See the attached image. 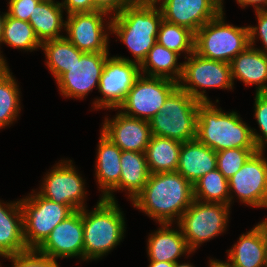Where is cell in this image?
I'll list each match as a JSON object with an SVG mask.
<instances>
[{
	"instance_id": "1",
	"label": "cell",
	"mask_w": 267,
	"mask_h": 267,
	"mask_svg": "<svg viewBox=\"0 0 267 267\" xmlns=\"http://www.w3.org/2000/svg\"><path fill=\"white\" fill-rule=\"evenodd\" d=\"M193 200V185L187 179L177 171L160 172L150 174L133 204L160 224H171L175 216L179 221Z\"/></svg>"
},
{
	"instance_id": "2",
	"label": "cell",
	"mask_w": 267,
	"mask_h": 267,
	"mask_svg": "<svg viewBox=\"0 0 267 267\" xmlns=\"http://www.w3.org/2000/svg\"><path fill=\"white\" fill-rule=\"evenodd\" d=\"M238 113H224L211 102L199 104L196 139L215 152L264 148V138L242 122Z\"/></svg>"
},
{
	"instance_id": "3",
	"label": "cell",
	"mask_w": 267,
	"mask_h": 267,
	"mask_svg": "<svg viewBox=\"0 0 267 267\" xmlns=\"http://www.w3.org/2000/svg\"><path fill=\"white\" fill-rule=\"evenodd\" d=\"M110 20L108 29L126 44L140 65L157 42L163 20L160 7L129 4Z\"/></svg>"
},
{
	"instance_id": "4",
	"label": "cell",
	"mask_w": 267,
	"mask_h": 267,
	"mask_svg": "<svg viewBox=\"0 0 267 267\" xmlns=\"http://www.w3.org/2000/svg\"><path fill=\"white\" fill-rule=\"evenodd\" d=\"M84 231L83 260L97 259L112 250L124 233L125 221L117 203L101 198L96 208L82 209Z\"/></svg>"
},
{
	"instance_id": "5",
	"label": "cell",
	"mask_w": 267,
	"mask_h": 267,
	"mask_svg": "<svg viewBox=\"0 0 267 267\" xmlns=\"http://www.w3.org/2000/svg\"><path fill=\"white\" fill-rule=\"evenodd\" d=\"M200 103L177 86L166 98L160 112L150 119L151 134L182 143L196 139Z\"/></svg>"
},
{
	"instance_id": "6",
	"label": "cell",
	"mask_w": 267,
	"mask_h": 267,
	"mask_svg": "<svg viewBox=\"0 0 267 267\" xmlns=\"http://www.w3.org/2000/svg\"><path fill=\"white\" fill-rule=\"evenodd\" d=\"M222 11L204 24L196 33L194 52L199 56L227 63L250 46L249 26L225 24Z\"/></svg>"
},
{
	"instance_id": "7",
	"label": "cell",
	"mask_w": 267,
	"mask_h": 267,
	"mask_svg": "<svg viewBox=\"0 0 267 267\" xmlns=\"http://www.w3.org/2000/svg\"><path fill=\"white\" fill-rule=\"evenodd\" d=\"M23 215V235L27 249H37L52 230L74 210L55 203L39 193L20 200Z\"/></svg>"
},
{
	"instance_id": "8",
	"label": "cell",
	"mask_w": 267,
	"mask_h": 267,
	"mask_svg": "<svg viewBox=\"0 0 267 267\" xmlns=\"http://www.w3.org/2000/svg\"><path fill=\"white\" fill-rule=\"evenodd\" d=\"M230 205L193 200L178 221L179 228L193 251L202 242L223 232L227 226Z\"/></svg>"
},
{
	"instance_id": "9",
	"label": "cell",
	"mask_w": 267,
	"mask_h": 267,
	"mask_svg": "<svg viewBox=\"0 0 267 267\" xmlns=\"http://www.w3.org/2000/svg\"><path fill=\"white\" fill-rule=\"evenodd\" d=\"M187 59V62H183L182 76L178 86L197 101L201 103L210 102L204 95L205 91H199L196 87L232 89L233 81L229 63L206 59L195 52ZM184 82L186 84H183ZM187 83L190 85H187Z\"/></svg>"
},
{
	"instance_id": "10",
	"label": "cell",
	"mask_w": 267,
	"mask_h": 267,
	"mask_svg": "<svg viewBox=\"0 0 267 267\" xmlns=\"http://www.w3.org/2000/svg\"><path fill=\"white\" fill-rule=\"evenodd\" d=\"M178 86V82L161 77H143L140 74L119 106L122 114L146 121L160 112L168 95Z\"/></svg>"
},
{
	"instance_id": "11",
	"label": "cell",
	"mask_w": 267,
	"mask_h": 267,
	"mask_svg": "<svg viewBox=\"0 0 267 267\" xmlns=\"http://www.w3.org/2000/svg\"><path fill=\"white\" fill-rule=\"evenodd\" d=\"M137 64L124 57L106 59L98 87L104 98L94 102L95 108H119L136 78L141 74Z\"/></svg>"
},
{
	"instance_id": "12",
	"label": "cell",
	"mask_w": 267,
	"mask_h": 267,
	"mask_svg": "<svg viewBox=\"0 0 267 267\" xmlns=\"http://www.w3.org/2000/svg\"><path fill=\"white\" fill-rule=\"evenodd\" d=\"M258 150L229 180L230 202L231 191L243 203L256 207H267V160Z\"/></svg>"
},
{
	"instance_id": "13",
	"label": "cell",
	"mask_w": 267,
	"mask_h": 267,
	"mask_svg": "<svg viewBox=\"0 0 267 267\" xmlns=\"http://www.w3.org/2000/svg\"><path fill=\"white\" fill-rule=\"evenodd\" d=\"M108 52H84L80 59L58 80L60 91L66 97L83 98L93 87H99Z\"/></svg>"
},
{
	"instance_id": "14",
	"label": "cell",
	"mask_w": 267,
	"mask_h": 267,
	"mask_svg": "<svg viewBox=\"0 0 267 267\" xmlns=\"http://www.w3.org/2000/svg\"><path fill=\"white\" fill-rule=\"evenodd\" d=\"M72 160L54 167L46 175L41 192L42 197L62 205L70 206L74 211L82 210L84 201V182L77 171L71 165ZM67 163V164H66Z\"/></svg>"
},
{
	"instance_id": "15",
	"label": "cell",
	"mask_w": 267,
	"mask_h": 267,
	"mask_svg": "<svg viewBox=\"0 0 267 267\" xmlns=\"http://www.w3.org/2000/svg\"><path fill=\"white\" fill-rule=\"evenodd\" d=\"M83 248L82 210H75L52 230L36 250L53 259L71 256H82L83 258Z\"/></svg>"
},
{
	"instance_id": "16",
	"label": "cell",
	"mask_w": 267,
	"mask_h": 267,
	"mask_svg": "<svg viewBox=\"0 0 267 267\" xmlns=\"http://www.w3.org/2000/svg\"><path fill=\"white\" fill-rule=\"evenodd\" d=\"M160 9L165 21L195 34L222 11V0H164Z\"/></svg>"
},
{
	"instance_id": "17",
	"label": "cell",
	"mask_w": 267,
	"mask_h": 267,
	"mask_svg": "<svg viewBox=\"0 0 267 267\" xmlns=\"http://www.w3.org/2000/svg\"><path fill=\"white\" fill-rule=\"evenodd\" d=\"M101 11L69 14L66 21V37L83 52H108V37L104 33Z\"/></svg>"
},
{
	"instance_id": "18",
	"label": "cell",
	"mask_w": 267,
	"mask_h": 267,
	"mask_svg": "<svg viewBox=\"0 0 267 267\" xmlns=\"http://www.w3.org/2000/svg\"><path fill=\"white\" fill-rule=\"evenodd\" d=\"M122 151L144 153L151 138L149 121L128 117L121 112L105 120L101 131Z\"/></svg>"
},
{
	"instance_id": "19",
	"label": "cell",
	"mask_w": 267,
	"mask_h": 267,
	"mask_svg": "<svg viewBox=\"0 0 267 267\" xmlns=\"http://www.w3.org/2000/svg\"><path fill=\"white\" fill-rule=\"evenodd\" d=\"M216 168L217 157L214 150L197 139L182 143L177 172L192 185Z\"/></svg>"
},
{
	"instance_id": "20",
	"label": "cell",
	"mask_w": 267,
	"mask_h": 267,
	"mask_svg": "<svg viewBox=\"0 0 267 267\" xmlns=\"http://www.w3.org/2000/svg\"><path fill=\"white\" fill-rule=\"evenodd\" d=\"M0 202V256L8 258L27 251L23 235L20 201L2 206Z\"/></svg>"
},
{
	"instance_id": "21",
	"label": "cell",
	"mask_w": 267,
	"mask_h": 267,
	"mask_svg": "<svg viewBox=\"0 0 267 267\" xmlns=\"http://www.w3.org/2000/svg\"><path fill=\"white\" fill-rule=\"evenodd\" d=\"M98 147L96 177L103 190L102 198L115 201L111 191L120 182L122 150L103 133Z\"/></svg>"
},
{
	"instance_id": "22",
	"label": "cell",
	"mask_w": 267,
	"mask_h": 267,
	"mask_svg": "<svg viewBox=\"0 0 267 267\" xmlns=\"http://www.w3.org/2000/svg\"><path fill=\"white\" fill-rule=\"evenodd\" d=\"M231 77L242 80L246 85L258 84L256 93H267V55L249 46L230 63Z\"/></svg>"
},
{
	"instance_id": "23",
	"label": "cell",
	"mask_w": 267,
	"mask_h": 267,
	"mask_svg": "<svg viewBox=\"0 0 267 267\" xmlns=\"http://www.w3.org/2000/svg\"><path fill=\"white\" fill-rule=\"evenodd\" d=\"M267 249V236L261 224L246 235L242 234L237 244L229 251L233 267H263Z\"/></svg>"
},
{
	"instance_id": "24",
	"label": "cell",
	"mask_w": 267,
	"mask_h": 267,
	"mask_svg": "<svg viewBox=\"0 0 267 267\" xmlns=\"http://www.w3.org/2000/svg\"><path fill=\"white\" fill-rule=\"evenodd\" d=\"M162 228L151 234L148 240V255L151 261L177 262L185 252H192L182 231L169 229L170 224H161Z\"/></svg>"
},
{
	"instance_id": "25",
	"label": "cell",
	"mask_w": 267,
	"mask_h": 267,
	"mask_svg": "<svg viewBox=\"0 0 267 267\" xmlns=\"http://www.w3.org/2000/svg\"><path fill=\"white\" fill-rule=\"evenodd\" d=\"M61 3L53 0H41L30 15L29 24L33 27L41 43L63 38L59 35L60 29L66 26L62 19Z\"/></svg>"
},
{
	"instance_id": "26",
	"label": "cell",
	"mask_w": 267,
	"mask_h": 267,
	"mask_svg": "<svg viewBox=\"0 0 267 267\" xmlns=\"http://www.w3.org/2000/svg\"><path fill=\"white\" fill-rule=\"evenodd\" d=\"M120 182L113 189H127L132 201L143 190L150 176L145 153L122 151Z\"/></svg>"
},
{
	"instance_id": "27",
	"label": "cell",
	"mask_w": 267,
	"mask_h": 267,
	"mask_svg": "<svg viewBox=\"0 0 267 267\" xmlns=\"http://www.w3.org/2000/svg\"><path fill=\"white\" fill-rule=\"evenodd\" d=\"M181 145L177 140L151 135L144 152L150 174L176 172Z\"/></svg>"
},
{
	"instance_id": "28",
	"label": "cell",
	"mask_w": 267,
	"mask_h": 267,
	"mask_svg": "<svg viewBox=\"0 0 267 267\" xmlns=\"http://www.w3.org/2000/svg\"><path fill=\"white\" fill-rule=\"evenodd\" d=\"M178 56L180 55L156 42L139 67L147 76L166 78L179 83L183 63L176 65Z\"/></svg>"
},
{
	"instance_id": "29",
	"label": "cell",
	"mask_w": 267,
	"mask_h": 267,
	"mask_svg": "<svg viewBox=\"0 0 267 267\" xmlns=\"http://www.w3.org/2000/svg\"><path fill=\"white\" fill-rule=\"evenodd\" d=\"M41 47L47 57L46 64L56 80L67 72L84 53L66 37L45 41Z\"/></svg>"
},
{
	"instance_id": "30",
	"label": "cell",
	"mask_w": 267,
	"mask_h": 267,
	"mask_svg": "<svg viewBox=\"0 0 267 267\" xmlns=\"http://www.w3.org/2000/svg\"><path fill=\"white\" fill-rule=\"evenodd\" d=\"M228 179L216 168L202 176L193 185L194 199L205 203H221L230 205ZM202 198V199H201Z\"/></svg>"
},
{
	"instance_id": "31",
	"label": "cell",
	"mask_w": 267,
	"mask_h": 267,
	"mask_svg": "<svg viewBox=\"0 0 267 267\" xmlns=\"http://www.w3.org/2000/svg\"><path fill=\"white\" fill-rule=\"evenodd\" d=\"M1 42L25 50H34L42 46L29 22L13 18L7 13Z\"/></svg>"
},
{
	"instance_id": "32",
	"label": "cell",
	"mask_w": 267,
	"mask_h": 267,
	"mask_svg": "<svg viewBox=\"0 0 267 267\" xmlns=\"http://www.w3.org/2000/svg\"><path fill=\"white\" fill-rule=\"evenodd\" d=\"M156 39L157 43L179 55L181 51L190 55L194 52L195 34L185 27L169 23L164 19L160 23Z\"/></svg>"
},
{
	"instance_id": "33",
	"label": "cell",
	"mask_w": 267,
	"mask_h": 267,
	"mask_svg": "<svg viewBox=\"0 0 267 267\" xmlns=\"http://www.w3.org/2000/svg\"><path fill=\"white\" fill-rule=\"evenodd\" d=\"M17 83L6 67L0 73V128L11 124L18 112L19 107V90Z\"/></svg>"
},
{
	"instance_id": "34",
	"label": "cell",
	"mask_w": 267,
	"mask_h": 267,
	"mask_svg": "<svg viewBox=\"0 0 267 267\" xmlns=\"http://www.w3.org/2000/svg\"><path fill=\"white\" fill-rule=\"evenodd\" d=\"M258 149H225L216 152L217 169L226 178L230 179L256 153Z\"/></svg>"
},
{
	"instance_id": "35",
	"label": "cell",
	"mask_w": 267,
	"mask_h": 267,
	"mask_svg": "<svg viewBox=\"0 0 267 267\" xmlns=\"http://www.w3.org/2000/svg\"><path fill=\"white\" fill-rule=\"evenodd\" d=\"M8 259L14 264L13 267H58L55 259L37 252L36 249H28L9 256Z\"/></svg>"
},
{
	"instance_id": "36",
	"label": "cell",
	"mask_w": 267,
	"mask_h": 267,
	"mask_svg": "<svg viewBox=\"0 0 267 267\" xmlns=\"http://www.w3.org/2000/svg\"><path fill=\"white\" fill-rule=\"evenodd\" d=\"M41 0H10L7 14L13 18L29 22L36 5Z\"/></svg>"
},
{
	"instance_id": "37",
	"label": "cell",
	"mask_w": 267,
	"mask_h": 267,
	"mask_svg": "<svg viewBox=\"0 0 267 267\" xmlns=\"http://www.w3.org/2000/svg\"><path fill=\"white\" fill-rule=\"evenodd\" d=\"M256 13L259 27H249L250 46H253L256 35L258 34L265 45V49L260 51L267 55V9L257 10Z\"/></svg>"
},
{
	"instance_id": "38",
	"label": "cell",
	"mask_w": 267,
	"mask_h": 267,
	"mask_svg": "<svg viewBox=\"0 0 267 267\" xmlns=\"http://www.w3.org/2000/svg\"><path fill=\"white\" fill-rule=\"evenodd\" d=\"M255 118L267 143V93H256Z\"/></svg>"
},
{
	"instance_id": "39",
	"label": "cell",
	"mask_w": 267,
	"mask_h": 267,
	"mask_svg": "<svg viewBox=\"0 0 267 267\" xmlns=\"http://www.w3.org/2000/svg\"><path fill=\"white\" fill-rule=\"evenodd\" d=\"M94 11H101L106 14L115 12L114 16L120 13L127 5L131 4V0H92Z\"/></svg>"
},
{
	"instance_id": "40",
	"label": "cell",
	"mask_w": 267,
	"mask_h": 267,
	"mask_svg": "<svg viewBox=\"0 0 267 267\" xmlns=\"http://www.w3.org/2000/svg\"><path fill=\"white\" fill-rule=\"evenodd\" d=\"M61 6L66 8L68 15L94 11L92 0H65L61 3Z\"/></svg>"
},
{
	"instance_id": "41",
	"label": "cell",
	"mask_w": 267,
	"mask_h": 267,
	"mask_svg": "<svg viewBox=\"0 0 267 267\" xmlns=\"http://www.w3.org/2000/svg\"><path fill=\"white\" fill-rule=\"evenodd\" d=\"M237 2L242 6L245 7L247 5H255L256 11L257 10H265L264 7H262L261 3H263V6L267 5V0H237ZM261 5V7L259 6Z\"/></svg>"
},
{
	"instance_id": "42",
	"label": "cell",
	"mask_w": 267,
	"mask_h": 267,
	"mask_svg": "<svg viewBox=\"0 0 267 267\" xmlns=\"http://www.w3.org/2000/svg\"><path fill=\"white\" fill-rule=\"evenodd\" d=\"M157 2H160V0H131V4L133 5H145V6H156Z\"/></svg>"
},
{
	"instance_id": "43",
	"label": "cell",
	"mask_w": 267,
	"mask_h": 267,
	"mask_svg": "<svg viewBox=\"0 0 267 267\" xmlns=\"http://www.w3.org/2000/svg\"><path fill=\"white\" fill-rule=\"evenodd\" d=\"M149 267H175V263L171 262H160V261H150Z\"/></svg>"
},
{
	"instance_id": "44",
	"label": "cell",
	"mask_w": 267,
	"mask_h": 267,
	"mask_svg": "<svg viewBox=\"0 0 267 267\" xmlns=\"http://www.w3.org/2000/svg\"><path fill=\"white\" fill-rule=\"evenodd\" d=\"M6 20V13L3 16H0V40L3 34V27ZM0 61L6 64L5 59L0 55Z\"/></svg>"
},
{
	"instance_id": "45",
	"label": "cell",
	"mask_w": 267,
	"mask_h": 267,
	"mask_svg": "<svg viewBox=\"0 0 267 267\" xmlns=\"http://www.w3.org/2000/svg\"><path fill=\"white\" fill-rule=\"evenodd\" d=\"M210 267H233L230 263L210 260Z\"/></svg>"
},
{
	"instance_id": "46",
	"label": "cell",
	"mask_w": 267,
	"mask_h": 267,
	"mask_svg": "<svg viewBox=\"0 0 267 267\" xmlns=\"http://www.w3.org/2000/svg\"><path fill=\"white\" fill-rule=\"evenodd\" d=\"M175 267H193L192 265H189V264H179L178 261L175 262Z\"/></svg>"
},
{
	"instance_id": "47",
	"label": "cell",
	"mask_w": 267,
	"mask_h": 267,
	"mask_svg": "<svg viewBox=\"0 0 267 267\" xmlns=\"http://www.w3.org/2000/svg\"><path fill=\"white\" fill-rule=\"evenodd\" d=\"M266 233V236H267V219L265 221H262V223H260Z\"/></svg>"
},
{
	"instance_id": "48",
	"label": "cell",
	"mask_w": 267,
	"mask_h": 267,
	"mask_svg": "<svg viewBox=\"0 0 267 267\" xmlns=\"http://www.w3.org/2000/svg\"><path fill=\"white\" fill-rule=\"evenodd\" d=\"M6 67H8L7 64H4L3 62L0 61V73H1Z\"/></svg>"
},
{
	"instance_id": "49",
	"label": "cell",
	"mask_w": 267,
	"mask_h": 267,
	"mask_svg": "<svg viewBox=\"0 0 267 267\" xmlns=\"http://www.w3.org/2000/svg\"><path fill=\"white\" fill-rule=\"evenodd\" d=\"M265 267H267V249H266V254H265V264H264Z\"/></svg>"
}]
</instances>
